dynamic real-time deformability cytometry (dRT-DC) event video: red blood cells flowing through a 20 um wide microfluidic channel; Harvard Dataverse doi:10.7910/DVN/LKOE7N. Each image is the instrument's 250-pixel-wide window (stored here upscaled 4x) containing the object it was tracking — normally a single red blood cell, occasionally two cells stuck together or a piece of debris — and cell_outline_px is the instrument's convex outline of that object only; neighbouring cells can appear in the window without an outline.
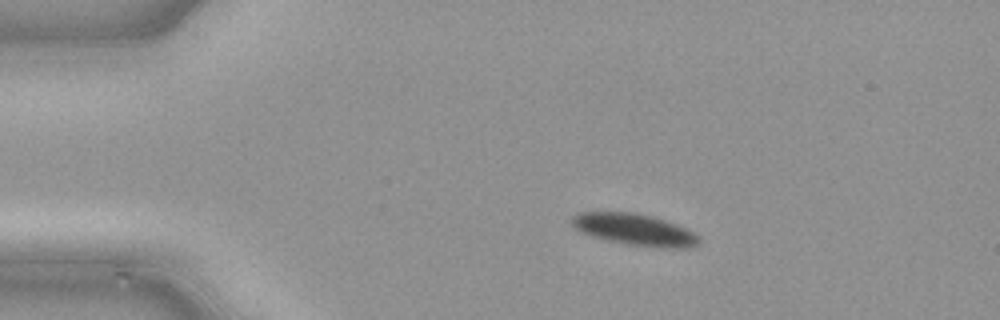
{"species": "common noctule bat (a hibernating species)", "species_latin": "Nyctalus noctula", "temperature_condition": "cold", "stored_images_in_passage": 40, "camera_frame_rate_fps": 3000, "um_per_image_px": 0.085, "animal": {"sex": "male", "body_mass_g": 21.5, "forearm_length_mm": 52.0}, "frame": {"image": 1, "passage_image": 1, "time_ms": 0.0, "image_size_px": [1000, 320], "cell_outline_px": [[700, 244], [688, 248], [660, 248], [624, 244], [592, 236], [580, 232], [572, 224], [572, 216], [580, 212], [628, 212], [652, 216], [676, 224], [700, 236]], "centroid_in_image_um": [53.96, 19.53], "position_along_channel_um": 31.0, "area_um2": 23.41}}
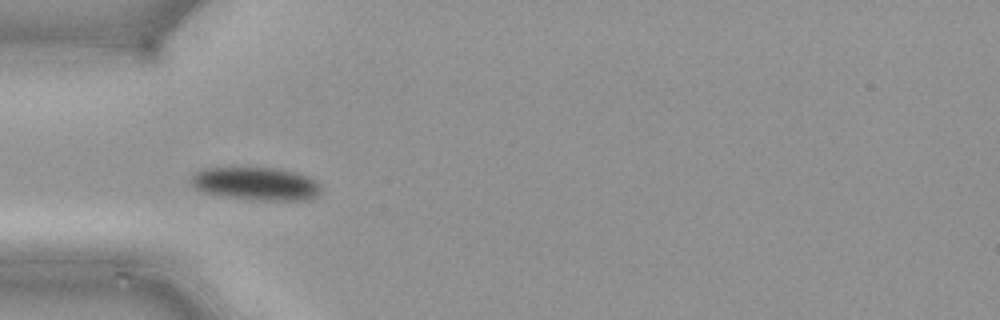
{"frame": {"image": 2, "passage_image": 7, "time_ms": 2.0, "image_size_px": [1000, 320], "cell_outline_px": [[320, 192], [316, 196], [304, 200], [264, 200], [224, 196], [204, 192], [196, 188], [188, 180], [196, 172], [208, 168], [272, 168], [292, 172], [304, 176], [312, 180], [320, 188]], "centroid_in_image_um": [21.7, 15.62], "position_along_channel_um": 63.3, "area_um2": 24.28}}
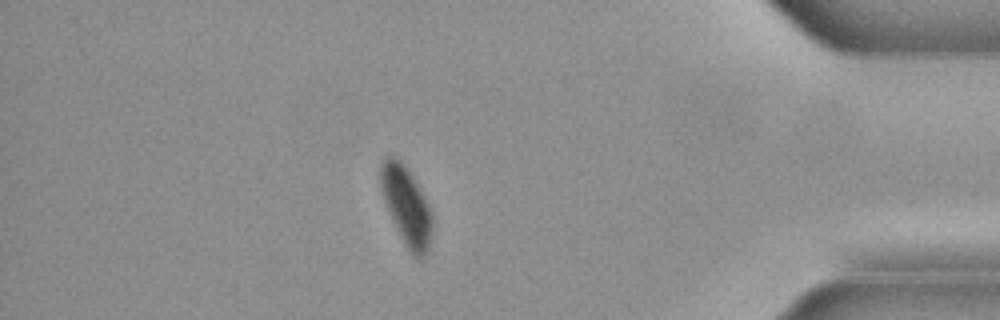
{"frame": {"image": 3, "passage_image": 34, "time_ms": 11.0, "image_size_px": [1000, 320], "cell_outline_px": [[432, 232], [428, 248], [424, 256], [412, 256], [400, 236], [384, 200], [380, 184], [380, 164], [384, 156], [396, 156], [404, 164], [416, 180], [428, 204], [432, 216]], "centroid_in_image_um": [34.54, 17.45], "position_along_channel_um": 400.7, "area_um2": 23.47}}